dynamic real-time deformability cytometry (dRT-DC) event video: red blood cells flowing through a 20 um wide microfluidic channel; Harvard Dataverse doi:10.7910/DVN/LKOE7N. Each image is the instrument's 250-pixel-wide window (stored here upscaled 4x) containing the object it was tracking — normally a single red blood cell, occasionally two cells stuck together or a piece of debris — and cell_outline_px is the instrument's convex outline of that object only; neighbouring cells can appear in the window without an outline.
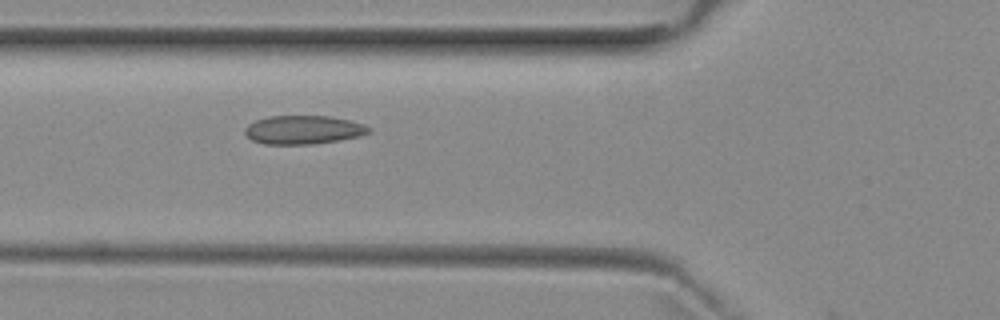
{"species": "common noctule bat (a hibernating species)", "species_latin": "Nyctalus noctula", "temperature_condition": "room temperature", "stored_images_in_passage": 6, "camera_frame_rate_fps": 3000, "um_per_image_px": 0.085, "animal": {"sex": "female", "body_mass_g": 29.2, "forearm_length_mm": 56.3}, "frame": {"image": 1, "passage_image": 6, "time_ms": 5.667, "image_size_px": [1000, 320], "cell_outline_px": [[372, 132], [360, 136], [340, 140], [312, 144], [264, 144], [252, 140], [244, 132], [244, 128], [248, 124], [256, 120], [268, 116], [328, 116], [348, 120], [364, 124], [372, 128]], "centroid_in_image_um": [25.8, 11.03], "position_along_channel_um": 100.0, "area_um2": 20.75}}